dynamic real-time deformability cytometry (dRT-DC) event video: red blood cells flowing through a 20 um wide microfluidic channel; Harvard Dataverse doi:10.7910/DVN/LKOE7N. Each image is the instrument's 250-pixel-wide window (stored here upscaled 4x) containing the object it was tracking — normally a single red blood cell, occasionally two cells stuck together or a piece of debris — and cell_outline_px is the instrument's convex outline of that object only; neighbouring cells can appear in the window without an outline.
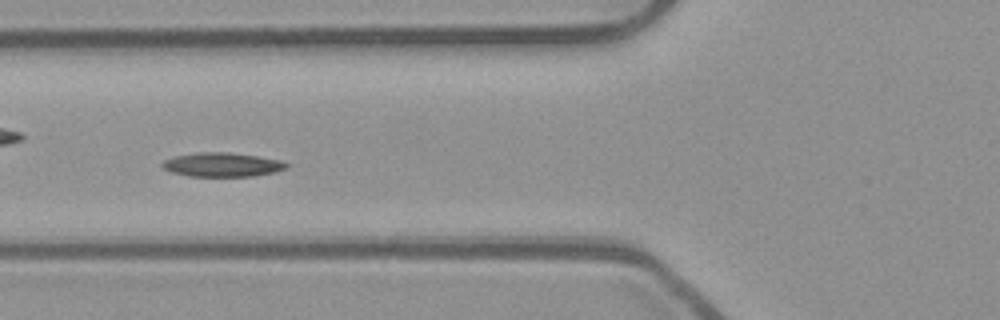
{"species": "common noctule bat (a hibernating species)", "species_latin": "Nyctalus noctula", "temperature_condition": "room temperature", "stored_images_in_passage": 45, "camera_frame_rate_fps": 3000, "um_per_image_px": 0.085, "animal": {"sex": "male", "body_mass_g": 23.1, "forearm_length_mm": 52.7}, "frame": {"image": 1, "passage_image": 12, "time_ms": 3.667, "image_size_px": [1000, 320], "cell_outline_px": [[288, 168], [276, 172], [252, 176], [188, 176], [172, 172], [160, 168], [160, 164], [164, 160], [172, 156], [196, 152], [228, 152], [284, 160], [288, 164]], "centroid_in_image_um": [18.86, 13.99], "position_along_channel_um": 106.9, "area_um2": 17.69}}
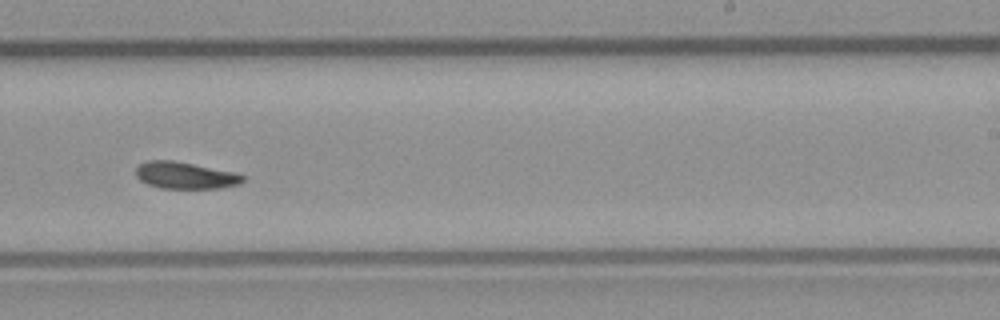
{"frame": {"image": 2, "passage_image": 25, "time_ms": 8.0, "image_size_px": [1000, 320], "cell_outline_px": [[244, 180], [240, 184], [220, 188], [160, 188], [148, 184], [140, 180], [136, 176], [136, 168], [140, 164], [148, 160], [172, 160], [232, 172], [244, 176]], "centroid_in_image_um": [15.71, 14.91], "position_along_channel_um": 273.3, "area_um2": 16.47}}
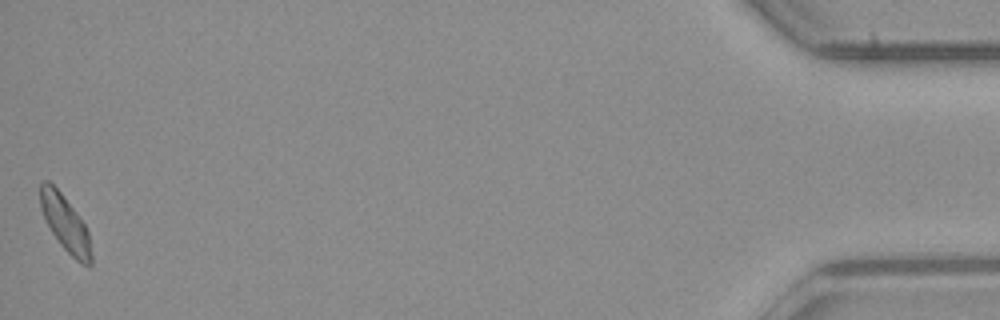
{"frame": {"image": 3, "passage_image": 45, "time_ms": 14.667, "image_size_px": [1000, 320], "cell_outline_px": [[92, 264], [88, 268], [80, 264], [60, 244], [52, 232], [40, 208], [40, 184], [44, 180], [48, 180], [60, 192], [76, 212], [84, 224], [88, 232], [92, 256]], "centroid_in_image_um": [5.56, 19.03], "position_along_channel_um": 429.6, "area_um2": 16.42}, "authors_computed_cell_mechanics": {"area_um2": 16.9932, "velocity_mm_per_s": 3.8336, "shape_relaxation_time_tau1_ms": 6.8428, "shape_relaxation_time_tau2_ms": null, "deformation_change_tau1": 0.1188, "deformation_change_tau2": null}}